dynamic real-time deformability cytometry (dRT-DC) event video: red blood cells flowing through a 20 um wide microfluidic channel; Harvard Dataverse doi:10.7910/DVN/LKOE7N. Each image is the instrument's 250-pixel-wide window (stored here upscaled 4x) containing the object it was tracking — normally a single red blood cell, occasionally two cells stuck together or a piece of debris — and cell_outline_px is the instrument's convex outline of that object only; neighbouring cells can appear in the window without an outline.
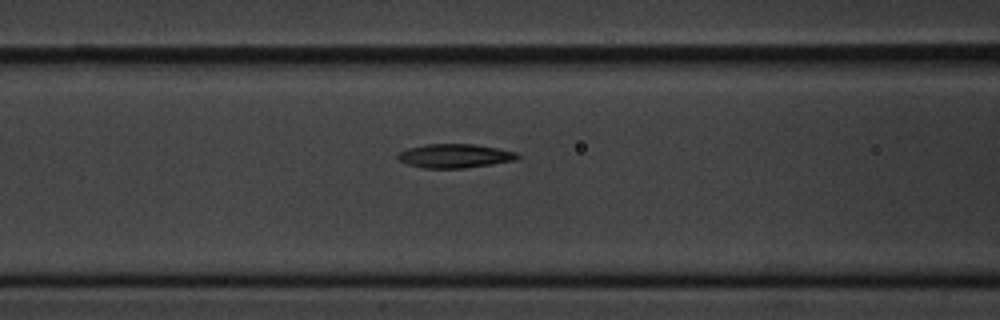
{"species": "common noctule bat (a hibernating species)", "species_latin": "Nyctalus noctula", "temperature_condition": "cold", "stored_images_in_passage": 4, "camera_frame_rate_fps": 3000, "um_per_image_px": 0.085, "animal": {"sex": "male", "body_mass_g": 20.1, "forearm_length_mm": 53.5}, "frame": {"image": 1, "passage_image": 3, "time_ms": 3.0, "image_size_px": [1000, 320], "cell_outline_px": [[520, 156], [516, 160], [492, 164], [464, 168], [424, 168], [408, 164], [400, 160], [396, 156], [400, 152], [408, 148], [424, 144], [476, 144], [516, 152]], "centroid_in_image_um": [38.66, 13.25], "position_along_channel_um": 127.9, "area_um2": 16.59}}